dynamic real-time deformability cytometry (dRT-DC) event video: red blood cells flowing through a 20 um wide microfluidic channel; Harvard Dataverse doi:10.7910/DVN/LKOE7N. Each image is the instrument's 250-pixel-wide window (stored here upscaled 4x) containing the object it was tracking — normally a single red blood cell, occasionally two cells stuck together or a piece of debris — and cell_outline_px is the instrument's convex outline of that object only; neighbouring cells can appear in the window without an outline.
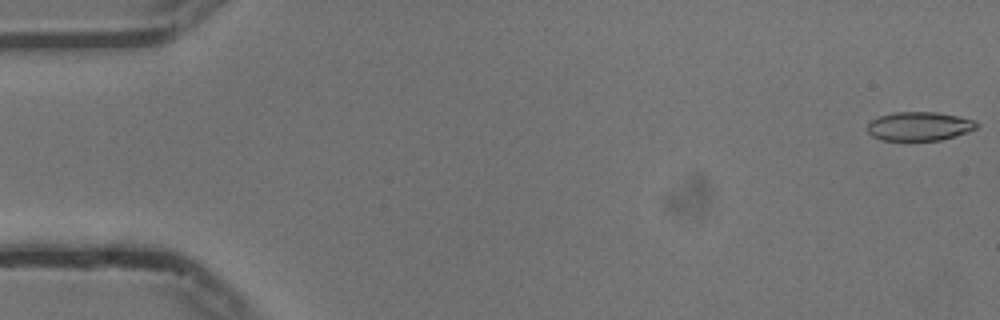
{"species": "common noctule bat (a hibernating species)", "species_latin": "Nyctalus noctula", "temperature_condition": "cold", "stored_images_in_passage": 24, "camera_frame_rate_fps": 3000, "um_per_image_px": 0.085, "animal": {"sex": "male", "body_mass_g": 13.3}, "frame": {"image": 1, "passage_image": 1, "time_ms": 0.0, "image_size_px": [1000, 320], "cell_outline_px": [[980, 124], [976, 128], [968, 132], [956, 136], [940, 140], [880, 140], [872, 136], [868, 132], [868, 124], [872, 120], [880, 116], [892, 112], [936, 112], [956, 116], [972, 120]], "centroid_in_image_um": [78.13, 10.73], "position_along_channel_um": 6.9, "area_um2": 18.26}}
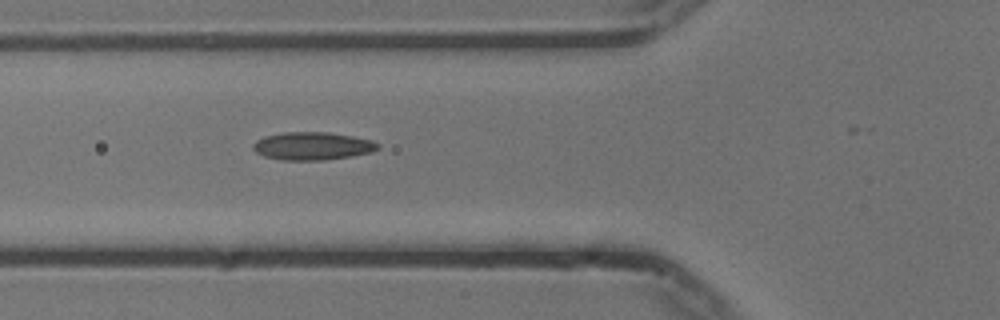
{"frame": {"image": 2, "passage_image": 20, "time_ms": 6.333, "image_size_px": [1000, 320], "cell_outline_px": [[380, 148], [372, 152], [352, 156], [324, 160], [280, 160], [264, 156], [256, 152], [252, 148], [252, 144], [256, 140], [264, 136], [284, 132], [328, 132], [352, 136], [372, 140], [380, 144]], "centroid_in_image_um": [26.56, 12.41], "position_along_channel_um": 99.2, "area_um2": 20.46}}
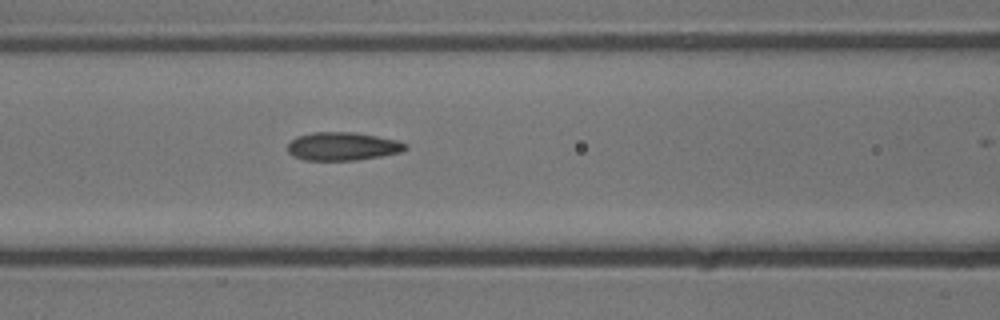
{"frame": {"image": 3, "passage_image": 23, "time_ms": 7.333, "image_size_px": [1000, 320], "cell_outline_px": [[408, 148], [400, 152], [380, 156], [356, 160], [304, 160], [292, 156], [288, 152], [288, 144], [296, 136], [312, 132], [356, 132], [400, 140], [408, 144]], "centroid_in_image_um": [29.14, 12.43], "position_along_channel_um": 137.5, "area_um2": 19.59}}